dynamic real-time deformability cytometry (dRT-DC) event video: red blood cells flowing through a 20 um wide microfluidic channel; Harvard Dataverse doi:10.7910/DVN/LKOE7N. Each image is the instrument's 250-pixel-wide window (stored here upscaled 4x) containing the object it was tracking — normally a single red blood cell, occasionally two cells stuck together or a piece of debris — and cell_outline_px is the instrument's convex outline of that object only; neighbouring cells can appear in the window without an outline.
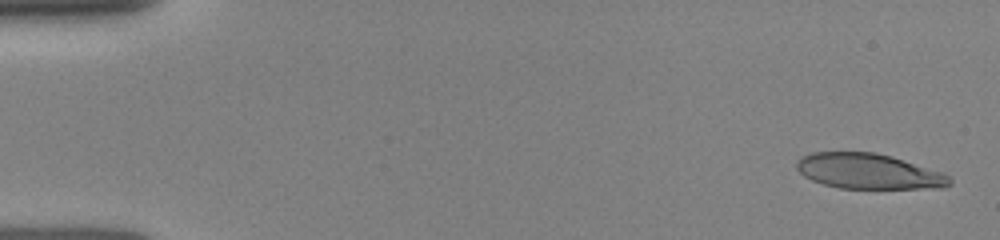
{"species": "human", "species_latin": "Homo sapiens", "temperature_condition": "room temperature", "stored_images_in_passage": 9, "camera_frame_rate_fps": 3000, "um_per_image_px": 0.085, "donor": {"sex": "female"}, "frame": {"image": 1, "passage_image": 1, "time_ms": 0.0, "image_size_px": [1000, 240], "cell_outline_px": [[952, 184], [944, 188], [840, 188], [824, 184], [812, 180], [804, 176], [796, 168], [796, 160], [800, 156], [812, 152], [876, 152], [892, 156], [944, 172], [952, 180]], "centroid_in_image_um": [73.84, 14.55], "position_along_channel_um": 11.2, "area_um2": 31.73}}
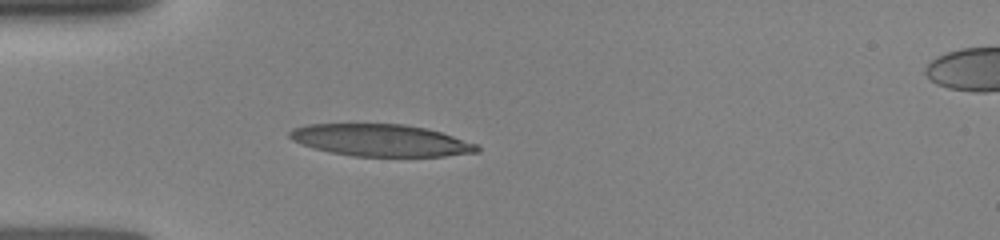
{"frame": {"image": 2, "passage_image": 6, "time_ms": 4.0, "image_size_px": [1000, 240], "cell_outline_px": [[480, 152], [444, 156], [352, 156], [328, 152], [312, 148], [300, 144], [292, 140], [288, 136], [288, 132], [292, 128], [308, 124], [404, 124], [424, 128], [440, 132], [480, 144]], "centroid_in_image_um": [32.35, 11.93], "position_along_channel_um": 52.6, "area_um2": 35.2}}
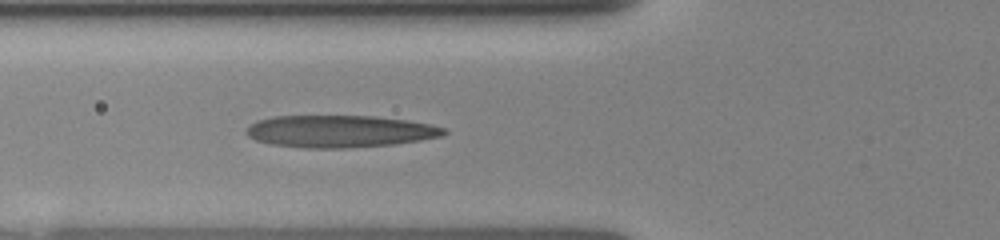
{"frame": {"image": 3, "passage_image": 9, "time_ms": 5.333, "image_size_px": [1000, 240], "cell_outline_px": [[448, 132], [440, 136], [420, 140], [392, 144], [348, 148], [304, 148], [268, 144], [256, 140], [248, 136], [244, 132], [244, 128], [248, 124], [256, 120], [272, 116], [372, 116], [408, 120], [432, 124], [444, 128]], "centroid_in_image_um": [28.8, 11.16], "position_along_channel_um": 97.0, "area_um2": 37.34}}